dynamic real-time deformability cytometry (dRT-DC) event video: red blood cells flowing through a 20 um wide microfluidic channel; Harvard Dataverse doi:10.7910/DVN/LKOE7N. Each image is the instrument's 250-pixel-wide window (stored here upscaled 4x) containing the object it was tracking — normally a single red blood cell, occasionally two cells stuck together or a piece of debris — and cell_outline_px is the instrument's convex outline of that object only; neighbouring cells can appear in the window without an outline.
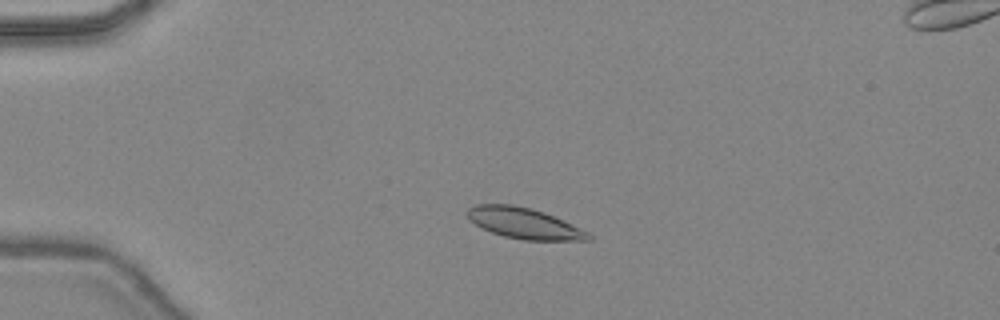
{"species": "common noctule bat (a hibernating species)", "species_latin": "Nyctalus noctula", "temperature_condition": "warm", "stored_images_in_passage": 29, "camera_frame_rate_fps": 3000, "um_per_image_px": 0.085, "animal": {"sex": "female", "body_mass_g": 24.6, "forearm_length_mm": 56.2}, "frame": {"image": 1, "passage_image": 2, "time_ms": 0.333, "image_size_px": [1000, 320], "cell_outline_px": [[592, 240], [524, 240], [504, 236], [492, 232], [468, 220], [468, 208], [476, 204], [512, 204], [532, 208], [544, 212], [580, 228], [588, 232], [592, 236]], "centroid_in_image_um": [44.55, 18.97], "position_along_channel_um": 40.5, "area_um2": 21.56}}
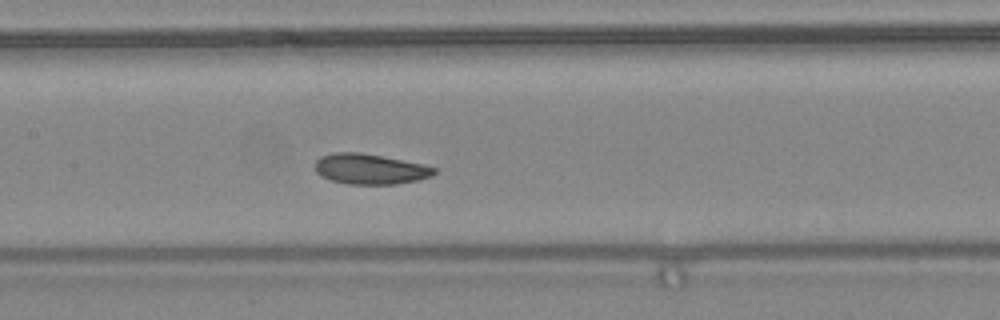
{"frame": {"image": 2, "passage_image": 14, "time_ms": 4.333, "image_size_px": [1000, 320], "cell_outline_px": [[436, 172], [432, 176], [416, 180], [396, 184], [348, 184], [332, 180], [320, 176], [316, 172], [316, 160], [320, 156], [332, 152], [360, 152], [424, 164], [436, 168]], "centroid_in_image_um": [31.44, 14.36], "position_along_channel_um": 176.0, "area_um2": 21.1}}
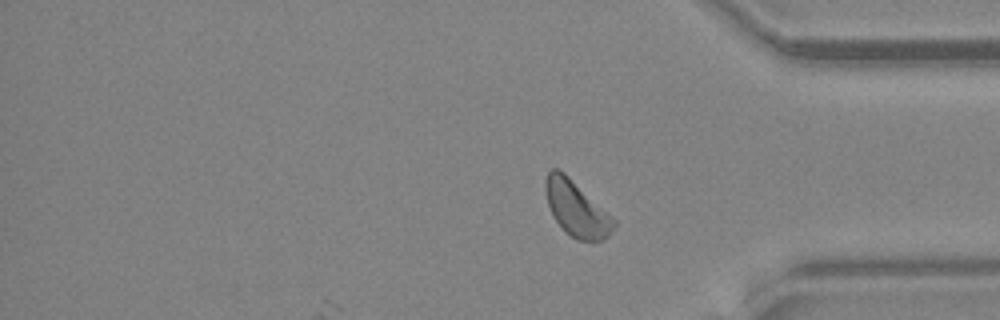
{"frame": {"image": 3, "passage_image": 29, "time_ms": 9.333, "image_size_px": [1000, 320], "cell_outline_px": [[616, 224], [608, 236], [604, 240], [576, 240], [564, 232], [552, 216], [548, 204], [544, 188], [544, 180], [548, 172], [552, 168], [556, 168], [564, 172], [612, 216], [616, 220]], "centroid_in_image_um": [48.97, 17.74], "position_along_channel_um": 386.2, "area_um2": 22.08}, "authors_computed_cell_mechanics": {"area_um2": 21.097, "velocity_mm_per_s": 4.4103, "shape_relaxation_time_tau1_ms": 3.4934, "shape_relaxation_time_tau2_ms": 2.0372, "deformation_change_tau1": 0.0947, "deformation_change_tau2": 0.0653}}